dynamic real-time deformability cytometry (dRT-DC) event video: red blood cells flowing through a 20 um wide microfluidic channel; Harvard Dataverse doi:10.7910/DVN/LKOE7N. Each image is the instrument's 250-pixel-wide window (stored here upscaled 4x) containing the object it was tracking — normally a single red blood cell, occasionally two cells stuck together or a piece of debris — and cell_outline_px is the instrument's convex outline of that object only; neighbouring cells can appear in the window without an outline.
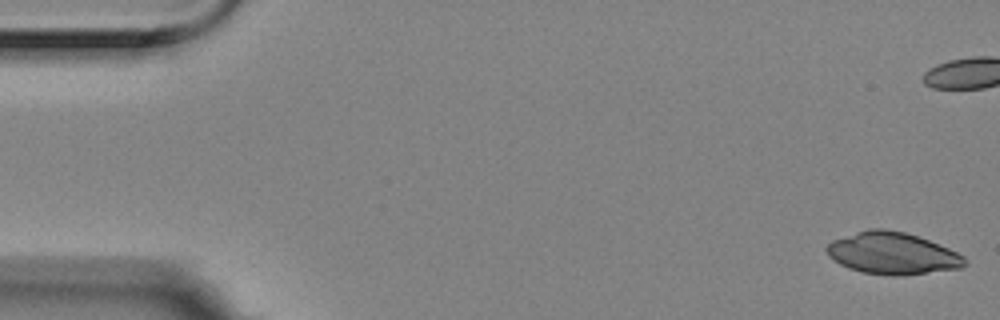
{"species": "Egyptian fruit bat (a non-hibernating species)", "species_latin": "Rousettus aegyptiacus", "temperature_condition": "room temperature", "stored_images_in_passage": 3, "camera_frame_rate_fps": 3000, "um_per_image_px": 0.085, "animal": {"sex": "female"}, "frame": {"image": 1, "passage_image": 1, "time_ms": 0.0, "image_size_px": [1000, 320], "cell_outline_px": [[968, 264], [960, 268], [900, 276], [892, 276], [864, 272], [848, 268], [840, 264], [828, 256], [824, 248], [832, 240], [868, 228], [884, 228], [904, 232], [928, 240], [948, 248], [964, 256]], "centroid_in_image_um": [75.83, 21.53], "position_along_channel_um": 9.2, "area_um2": 33.7}}